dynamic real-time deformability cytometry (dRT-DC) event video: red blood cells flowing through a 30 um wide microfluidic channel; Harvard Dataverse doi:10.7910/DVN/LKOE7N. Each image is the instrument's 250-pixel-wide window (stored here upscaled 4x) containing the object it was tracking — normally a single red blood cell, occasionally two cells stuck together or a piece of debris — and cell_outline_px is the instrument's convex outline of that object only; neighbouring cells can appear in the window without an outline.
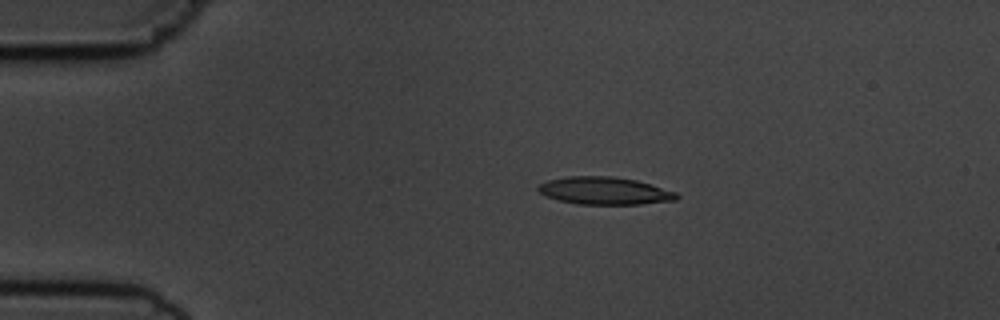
{"species": "common noctule bat (a hibernating species)", "species_latin": "Nyctalus noctula", "temperature_condition": "cold", "stored_images_in_passage": 6, "camera_frame_rate_fps": 3000, "um_per_image_px": 0.085, "animal": {"sex": "male", "body_mass_g": 19.5, "forearm_length_mm": 54.6}, "frame": {"image": 1, "passage_image": 3, "time_ms": 2.333, "image_size_px": [1000, 320], "cell_outline_px": [[680, 196], [676, 200], [640, 204], [576, 204], [560, 200], [548, 196], [540, 192], [536, 188], [540, 184], [548, 180], [568, 176], [612, 176], [636, 180], [676, 192]], "centroid_in_image_um": [51.4, 16.21], "position_along_channel_um": 33.6, "area_um2": 22.02}}
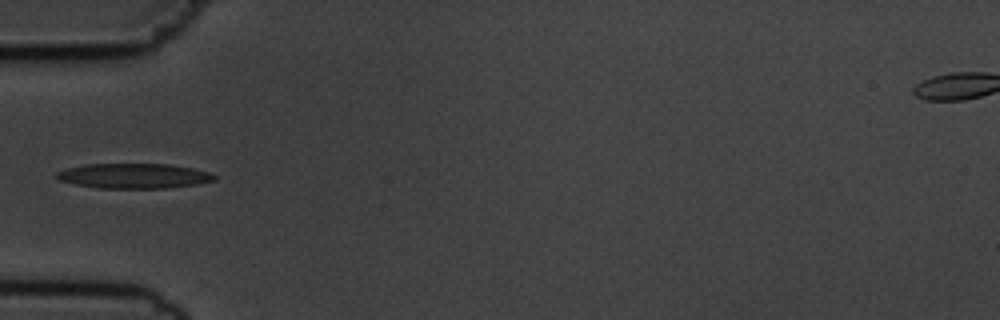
{"frame": {"image": 2, "passage_image": 5, "time_ms": 4.667, "image_size_px": [1000, 320], "cell_outline_px": [[216, 180], [196, 184], [168, 188], [100, 188], [76, 184], [60, 180], [56, 176], [56, 172], [68, 168], [84, 164], [168, 164], [192, 168], [208, 172], [216, 176]], "centroid_in_image_um": [11.39, 14.95], "position_along_channel_um": 73.6, "area_um2": 22.77}}
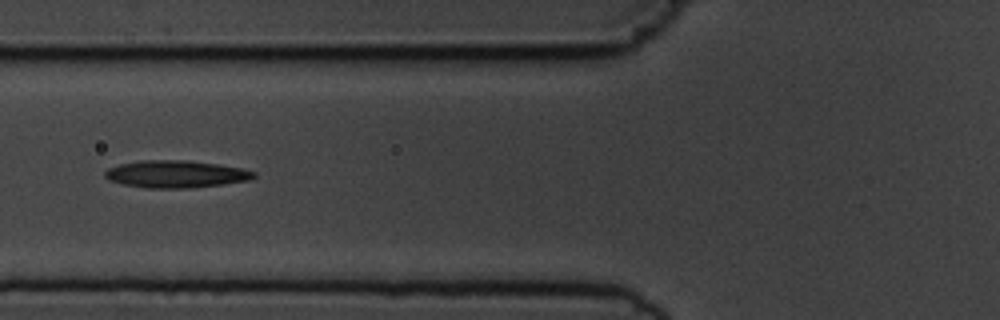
{"frame": {"image": 3, "passage_image": 6, "time_ms": 5.667, "image_size_px": [1000, 320], "cell_outline_px": [[256, 176], [252, 180], [192, 188], [148, 188], [124, 184], [108, 180], [104, 176], [104, 172], [108, 168], [120, 164], [140, 160], [188, 160], [244, 168], [256, 172]], "centroid_in_image_um": [14.97, 14.79], "position_along_channel_um": 110.8, "area_um2": 23.81}}